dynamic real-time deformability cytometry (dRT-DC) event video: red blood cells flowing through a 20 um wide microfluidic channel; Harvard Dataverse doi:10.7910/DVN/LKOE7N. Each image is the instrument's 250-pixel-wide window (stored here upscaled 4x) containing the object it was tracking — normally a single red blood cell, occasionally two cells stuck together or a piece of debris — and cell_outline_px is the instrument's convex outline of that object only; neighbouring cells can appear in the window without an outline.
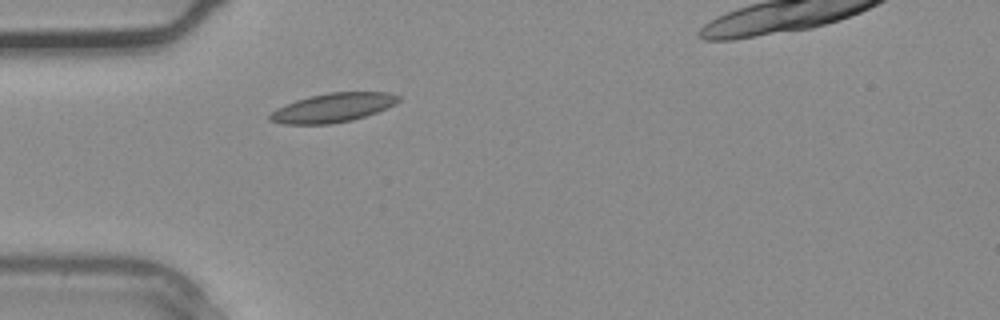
{"species": "common noctule bat (a hibernating species)", "species_latin": "Nyctalus noctula", "temperature_condition": "warm", "stored_images_in_passage": 2, "camera_frame_rate_fps": 3000, "um_per_image_px": 0.085, "animal": {"sex": "male", "body_mass_g": 20.4}, "frame": {"image": 1, "passage_image": 1, "time_ms": 0.0, "image_size_px": [1000, 320], "cell_outline_px": [[400, 100], [396, 104], [388, 108], [352, 120], [332, 124], [280, 124], [268, 120], [268, 116], [276, 108], [296, 100], [308, 96], [328, 92], [388, 92], [400, 96]], "centroid_in_image_um": [28.28, 9.15], "position_along_channel_um": 56.7, "area_um2": 21.91}}